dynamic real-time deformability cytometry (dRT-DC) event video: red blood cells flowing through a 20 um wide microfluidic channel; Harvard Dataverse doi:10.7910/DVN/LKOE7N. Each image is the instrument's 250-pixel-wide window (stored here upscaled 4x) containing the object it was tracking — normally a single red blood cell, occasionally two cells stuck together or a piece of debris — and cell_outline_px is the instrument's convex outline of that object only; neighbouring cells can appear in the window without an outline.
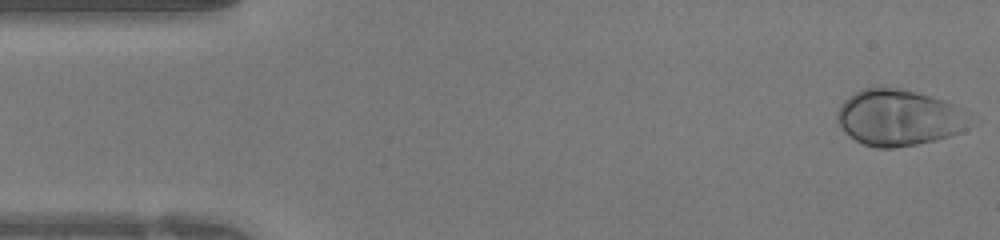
{"species": "human", "species_latin": "Homo sapiens", "temperature_condition": "warm", "stored_images_in_passage": 41, "camera_frame_rate_fps": 3000, "um_per_image_px": 0.085, "donor": {"sex": "female"}, "frame": {"image": 1, "passage_image": 1, "time_ms": 0.0, "image_size_px": [1000, 240], "cell_outline_px": [[980, 124], [960, 132], [936, 140], [896, 148], [876, 148], [864, 144], [856, 140], [844, 132], [840, 128], [836, 120], [836, 112], [840, 104], [848, 96], [860, 88], [896, 88], [916, 92], [932, 96], [956, 104], [972, 112]], "centroid_in_image_um": [76.51, 10.0], "position_along_channel_um": 8.5, "area_um2": 44.8}}
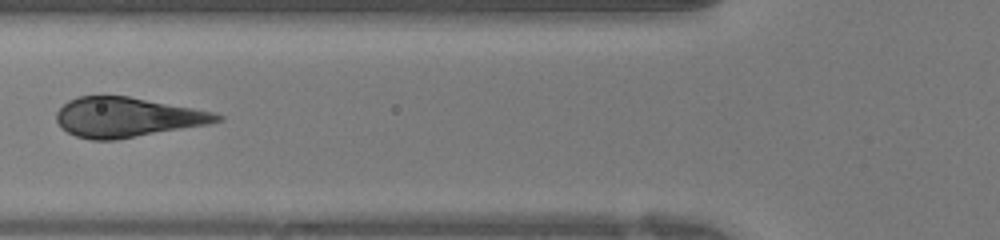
{"frame": {"image": 2, "passage_image": 15, "time_ms": 4.667, "image_size_px": [1000, 240], "cell_outline_px": [[224, 120], [208, 124], [116, 140], [92, 140], [76, 136], [60, 128], [56, 120], [56, 112], [68, 100], [76, 96], [128, 96], [216, 112], [224, 116]], "centroid_in_image_um": [10.8, 9.97], "position_along_channel_um": 115.0, "area_um2": 37.28}}
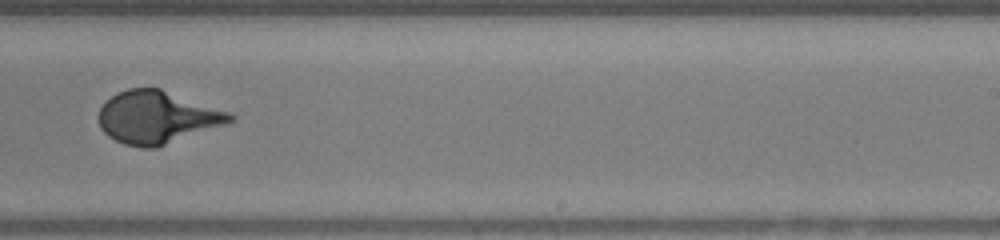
{"frame": {"image": 3, "passage_image": 25, "time_ms": 8.0, "image_size_px": [1000, 240], "cell_outline_px": [[236, 120], [156, 148], [144, 148], [124, 144], [108, 136], [100, 128], [96, 116], [100, 108], [116, 92], [128, 88], [160, 88], [232, 112], [236, 116]], "centroid_in_image_um": [13.36, 9.96], "position_along_channel_um": 275.6, "area_um2": 40.46}}